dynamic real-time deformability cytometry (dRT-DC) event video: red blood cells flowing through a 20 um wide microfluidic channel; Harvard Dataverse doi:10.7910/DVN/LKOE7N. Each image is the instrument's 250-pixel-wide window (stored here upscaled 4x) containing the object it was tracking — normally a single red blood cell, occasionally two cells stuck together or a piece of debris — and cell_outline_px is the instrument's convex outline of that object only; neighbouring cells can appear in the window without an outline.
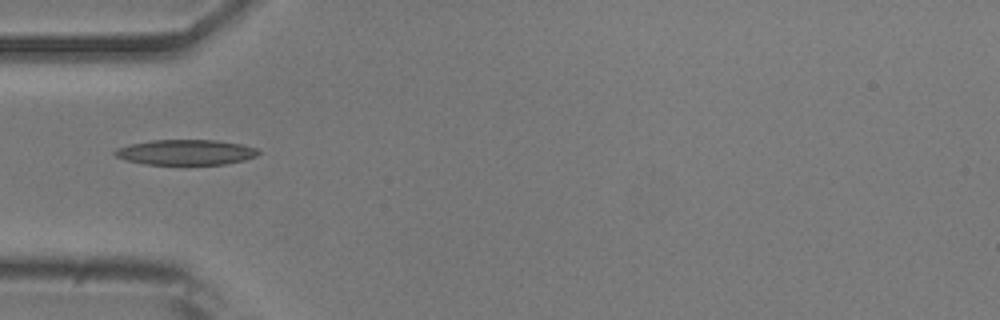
{"species": "common noctule bat (a hibernating species)", "species_latin": "Nyctalus noctula", "temperature_condition": "room temperature", "stored_images_in_passage": 37, "camera_frame_rate_fps": 3000, "um_per_image_px": 0.085, "animal": {"sex": "male", "body_mass_g": 20.5, "forearm_length_mm": 52.5}, "frame": {"image": 1, "passage_image": 1, "time_ms": 0.0, "image_size_px": [1000, 320], "cell_outline_px": [[260, 152], [256, 156], [244, 160], [224, 164], [144, 164], [128, 160], [116, 156], [112, 152], [116, 148], [128, 144], [152, 140], [216, 140], [240, 144], [256, 148]], "centroid_in_image_um": [15.76, 12.93], "position_along_channel_um": 69.2, "area_um2": 21.04}}
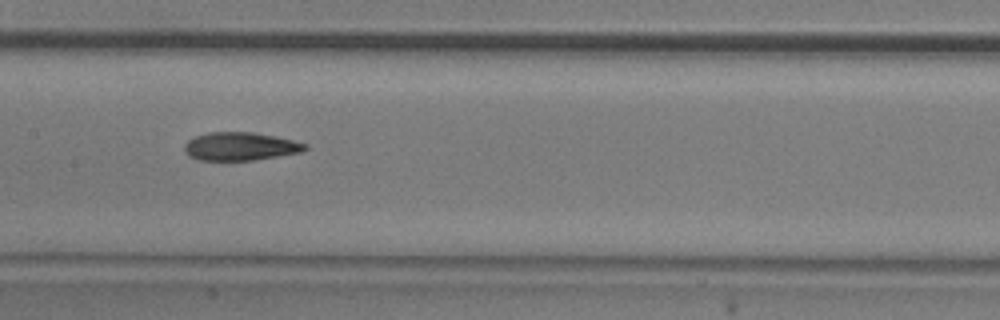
{"frame": {"image": 2, "passage_image": 10, "time_ms": 3.0, "image_size_px": [1000, 320], "cell_outline_px": [[308, 148], [300, 152], [252, 160], [196, 160], [188, 156], [184, 152], [184, 144], [192, 136], [208, 132], [252, 132], [276, 136], [308, 144]], "centroid_in_image_um": [20.36, 12.43], "position_along_channel_um": 187.0, "area_um2": 19.94}}
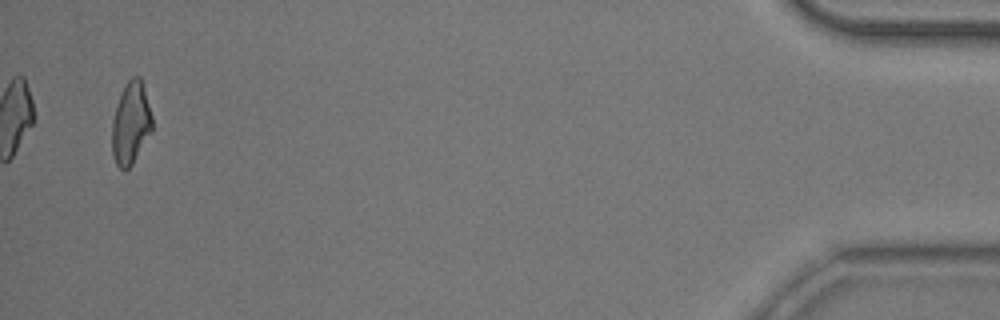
{"frame": {"image": 3, "passage_image": 35, "time_ms": 11.333, "image_size_px": [1000, 320], "cell_outline_px": [[152, 132], [132, 164], [128, 168], [120, 168], [116, 164], [112, 156], [112, 120], [116, 104], [128, 80], [132, 76], [140, 76], [144, 88], [152, 116]], "centroid_in_image_um": [11.12, 10.48], "position_along_channel_um": 424.1, "area_um2": 19.19}, "authors_computed_cell_mechanics": {"area_um2": 19.941, "velocity_mm_per_s": 3.8803, "shape_relaxation_time_tau1_ms": 4.0592, "shape_relaxation_time_tau2_ms": 2.9131, "deformation_change_tau1": 0.1641, "deformation_change_tau2": 0.1201}}